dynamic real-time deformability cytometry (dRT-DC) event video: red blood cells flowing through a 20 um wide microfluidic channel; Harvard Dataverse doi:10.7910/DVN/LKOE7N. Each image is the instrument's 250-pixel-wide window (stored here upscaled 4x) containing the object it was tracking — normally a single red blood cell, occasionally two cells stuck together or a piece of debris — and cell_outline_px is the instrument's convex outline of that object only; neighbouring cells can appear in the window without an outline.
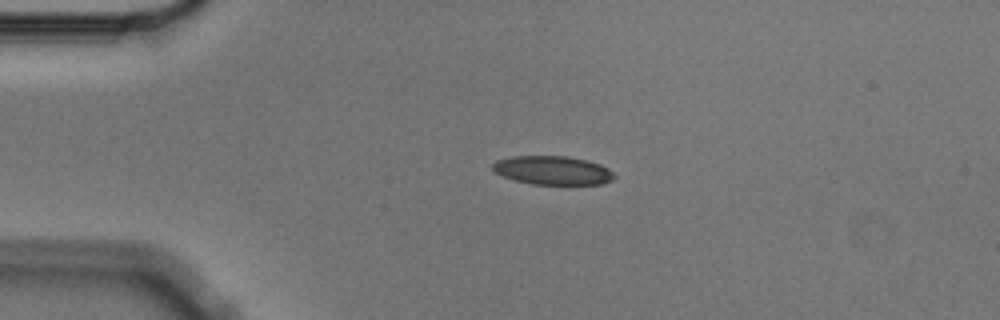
{"species": "Egyptian fruit bat (a non-hibernating species)", "species_latin": "Rousettus aegyptiacus", "temperature_condition": "cold", "stored_images_in_passage": 4, "camera_frame_rate_fps": 3000, "um_per_image_px": 0.085, "animal": {"sex": "male"}, "frame": {"image": 1, "passage_image": 3, "time_ms": 0.667, "image_size_px": [1000, 320], "cell_outline_px": [[616, 176], [612, 180], [604, 184], [532, 184], [516, 180], [504, 176], [496, 172], [492, 168], [492, 164], [496, 160], [512, 156], [568, 156], [588, 160], [600, 164], [608, 168]], "centroid_in_image_um": [47.01, 14.47], "position_along_channel_um": 38.0, "area_um2": 20.35}}